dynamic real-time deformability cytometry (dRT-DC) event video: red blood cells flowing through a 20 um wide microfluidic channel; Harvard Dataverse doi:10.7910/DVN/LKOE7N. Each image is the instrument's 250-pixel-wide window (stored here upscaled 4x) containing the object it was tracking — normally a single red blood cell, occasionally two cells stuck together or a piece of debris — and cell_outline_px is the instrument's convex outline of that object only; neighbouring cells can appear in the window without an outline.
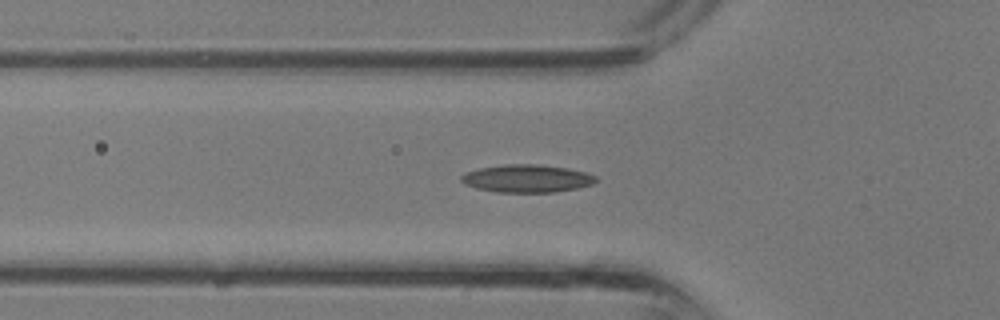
{"species": "common noctule bat (a hibernating species)", "species_latin": "Nyctalus noctula", "temperature_condition": "room temperature", "stored_images_in_passage": 36, "camera_frame_rate_fps": 3000, "um_per_image_px": 0.085, "animal": {"sex": "male", "body_mass_g": 13.3}, "frame": {"image": 1, "passage_image": 11, "time_ms": 3.333, "image_size_px": [1000, 320], "cell_outline_px": [[596, 180], [592, 184], [576, 188], [552, 192], [496, 192], [476, 188], [464, 184], [460, 180], [460, 176], [464, 172], [480, 168], [504, 164], [536, 164], [564, 168], [584, 172], [596, 176]], "centroid_in_image_um": [44.71, 15.17], "position_along_channel_um": 81.1, "area_um2": 21.62}}
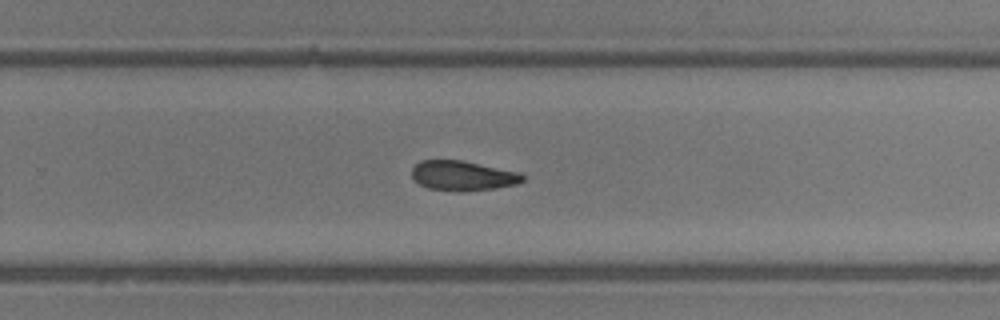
{"frame": {"image": 2, "passage_image": 22, "time_ms": 7.0, "image_size_px": [1000, 320], "cell_outline_px": [[524, 180], [516, 184], [492, 188], [428, 188], [420, 184], [412, 176], [412, 168], [420, 160], [464, 160], [520, 172], [524, 176]], "centroid_in_image_um": [39.35, 14.86], "position_along_channel_um": 290.5, "area_um2": 18.32}}
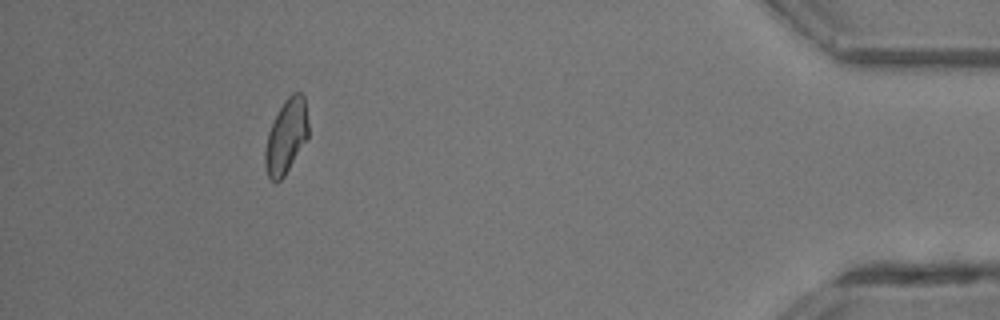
{"frame": {"image": 3, "passage_image": 36, "time_ms": 11.667, "image_size_px": [1000, 320], "cell_outline_px": [[308, 140], [284, 176], [276, 184], [268, 176], [264, 164], [264, 152], [268, 132], [284, 100], [292, 92], [300, 92], [304, 96], [308, 120]], "centroid_in_image_um": [24.34, 11.61], "position_along_channel_um": 410.9, "area_um2": 18.9}}